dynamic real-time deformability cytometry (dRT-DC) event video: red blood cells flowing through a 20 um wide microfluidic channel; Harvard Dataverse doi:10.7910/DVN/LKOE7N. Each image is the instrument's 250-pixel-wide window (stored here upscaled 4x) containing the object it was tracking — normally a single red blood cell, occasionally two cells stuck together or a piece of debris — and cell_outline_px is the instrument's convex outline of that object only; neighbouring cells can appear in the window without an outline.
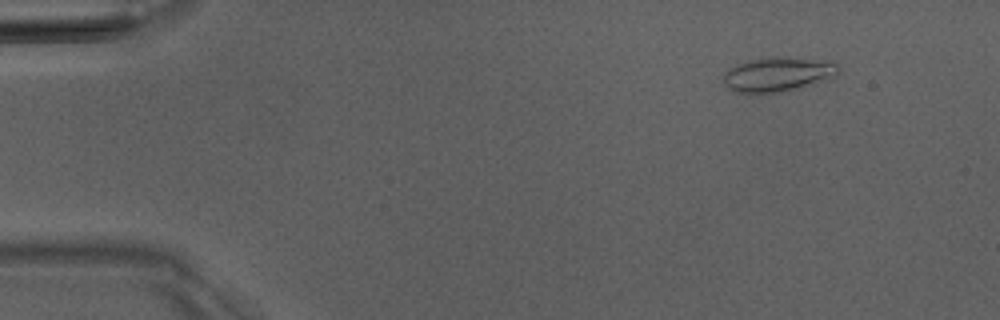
{"species": "Egyptian fruit bat (a non-hibernating species)", "species_latin": "Rousettus aegyptiacus", "temperature_condition": "room temperature", "stored_images_in_passage": 4, "camera_frame_rate_fps": 3000, "um_per_image_px": 0.085, "animal": {"sex": "male"}, "frame": {"image": 1, "passage_image": 2, "time_ms": 1.0, "image_size_px": [1000, 320], "cell_outline_px": [[840, 68], [836, 76], [804, 88], [780, 92], [752, 96], [748, 96], [736, 92], [728, 88], [724, 84], [724, 72], [728, 68], [752, 60], [768, 56], [776, 56], [836, 60]], "centroid_in_image_um": [66.16, 6.34], "position_along_channel_um": 18.8, "area_um2": 24.22}}